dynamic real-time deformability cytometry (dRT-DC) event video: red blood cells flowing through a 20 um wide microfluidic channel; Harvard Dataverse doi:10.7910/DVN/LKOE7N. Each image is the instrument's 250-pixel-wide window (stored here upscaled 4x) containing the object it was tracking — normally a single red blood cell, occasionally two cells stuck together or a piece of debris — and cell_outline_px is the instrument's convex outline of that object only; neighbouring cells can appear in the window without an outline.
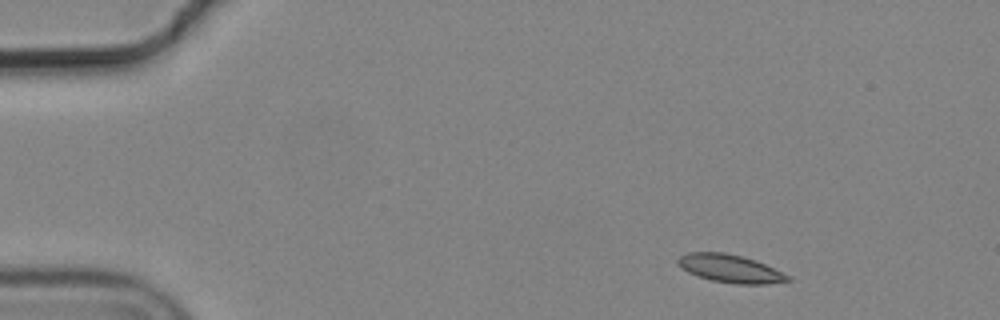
{"species": "common noctule bat (a hibernating species)", "species_latin": "Nyctalus noctula", "temperature_condition": "cold", "stored_images_in_passage": 6, "camera_frame_rate_fps": 3000, "um_per_image_px": 0.085, "animal": {"sex": "male", "body_mass_g": 19.2, "forearm_length_mm": 51.8}, "frame": {"image": 1, "passage_image": 1, "time_ms": 0.0, "image_size_px": [1000, 320], "cell_outline_px": [[792, 280], [764, 284], [736, 284], [712, 280], [696, 276], [680, 268], [676, 264], [676, 260], [680, 256], [688, 252], [724, 252], [756, 260], [792, 276]], "centroid_in_image_um": [62.05, 22.83], "position_along_channel_um": 23.0, "area_um2": 18.09}}
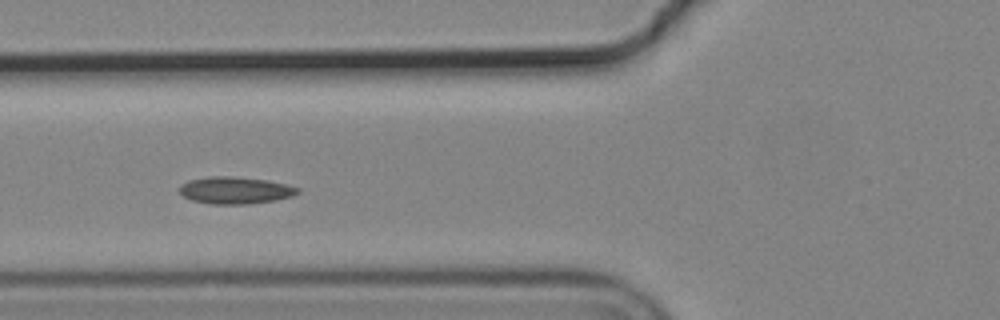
{"frame": {"image": 2, "passage_image": 5, "time_ms": 1.333, "image_size_px": [1000, 320], "cell_outline_px": [[300, 192], [292, 196], [276, 200], [248, 204], [212, 204], [192, 200], [184, 196], [180, 192], [180, 184], [188, 180], [208, 176], [232, 176], [268, 180], [300, 188]], "centroid_in_image_um": [19.99, 16.17], "position_along_channel_um": 105.8, "area_um2": 18.67}}
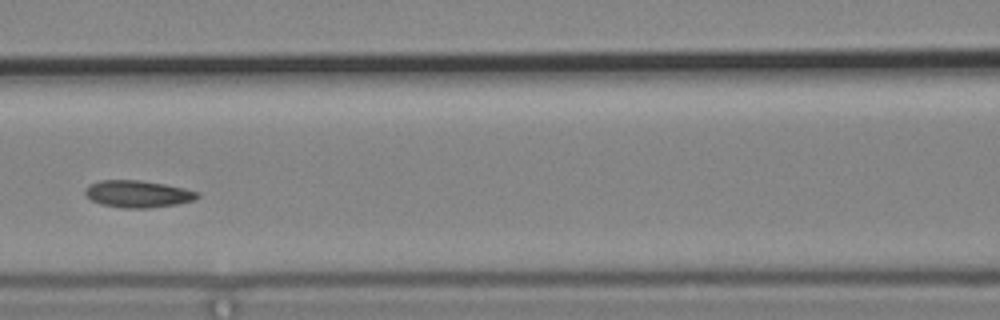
{"frame": {"image": 3, "passage_image": 6, "time_ms": 1.667, "image_size_px": [1000, 320], "cell_outline_px": [[200, 196], [196, 200], [176, 204], [148, 208], [124, 208], [100, 204], [92, 200], [84, 192], [84, 188], [88, 184], [100, 180], [140, 180], [164, 184], [184, 188], [200, 192]], "centroid_in_image_um": [11.72, 16.48], "position_along_channel_um": 154.9, "area_um2": 17.8}}